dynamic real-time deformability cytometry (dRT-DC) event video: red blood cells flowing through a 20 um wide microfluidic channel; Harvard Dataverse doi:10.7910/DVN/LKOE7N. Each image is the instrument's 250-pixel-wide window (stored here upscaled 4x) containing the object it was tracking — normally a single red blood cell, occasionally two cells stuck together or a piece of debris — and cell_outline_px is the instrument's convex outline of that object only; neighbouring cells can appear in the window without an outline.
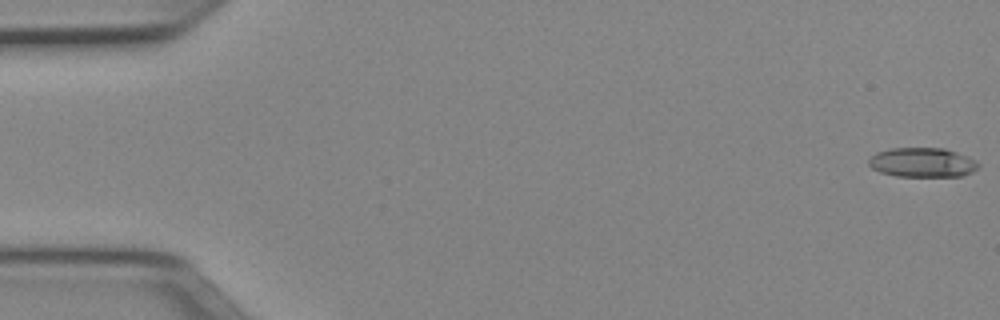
{"species": "Egyptian fruit bat (a non-hibernating species)", "species_latin": "Rousettus aegyptiacus", "temperature_condition": "cold", "stored_images_in_passage": 51, "camera_frame_rate_fps": 3000, "um_per_image_px": 0.085, "animal": {"sex": "female"}, "frame": {"image": 1, "passage_image": 1, "time_ms": 0.0, "image_size_px": [1000, 320], "cell_outline_px": [[980, 168], [964, 176], [896, 176], [880, 172], [872, 168], [868, 164], [868, 160], [876, 152], [892, 148], [944, 148], [956, 152], [976, 160], [980, 164]], "centroid_in_image_um": [78.43, 13.81], "position_along_channel_um": 6.6, "area_um2": 18.9}}
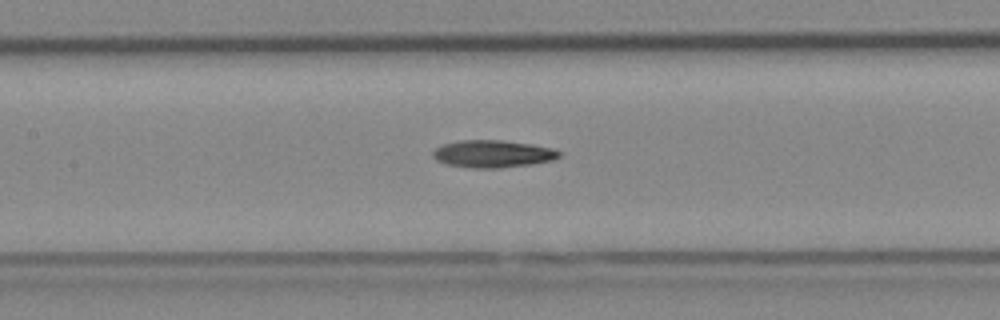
{"frame": {"image": 2, "passage_image": 24, "time_ms": 7.667, "image_size_px": [1000, 320], "cell_outline_px": [[560, 156], [556, 160], [532, 164], [500, 168], [472, 168], [448, 164], [436, 160], [432, 156], [432, 152], [436, 148], [444, 144], [460, 140], [504, 140], [532, 144], [552, 148], [560, 152]], "centroid_in_image_um": [41.91, 13.08], "position_along_channel_um": 165.5, "area_um2": 20.23}}
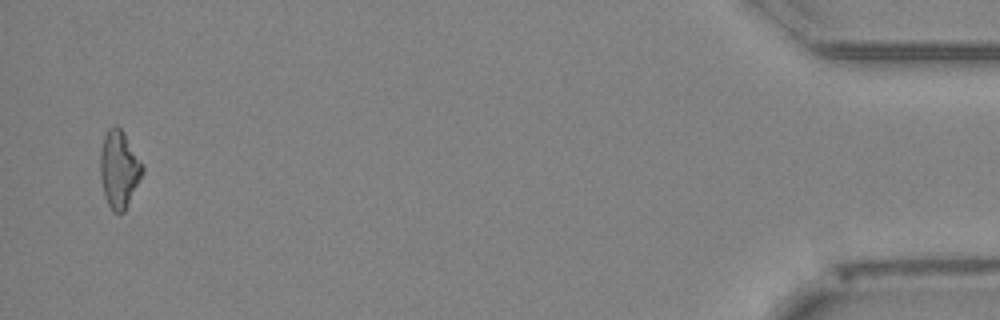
{"frame": {"image": 3, "passage_image": 50, "time_ms": 16.333, "image_size_px": [1000, 320], "cell_outline_px": [[144, 172], [124, 212], [112, 212], [104, 196], [100, 176], [100, 152], [104, 136], [108, 128], [116, 124], [120, 128], [144, 164]], "centroid_in_image_um": [10.12, 14.38], "position_along_channel_um": 425.1, "area_um2": 19.07}, "authors_computed_cell_mechanics": {"area_um2": 19.1896, "velocity_mm_per_s": 3.9896, "shape_relaxation_time_tau1_ms": 5.6113, "shape_relaxation_time_tau2_ms": null, "deformation_change_tau1": 0.1546, "deformation_change_tau2": null}}